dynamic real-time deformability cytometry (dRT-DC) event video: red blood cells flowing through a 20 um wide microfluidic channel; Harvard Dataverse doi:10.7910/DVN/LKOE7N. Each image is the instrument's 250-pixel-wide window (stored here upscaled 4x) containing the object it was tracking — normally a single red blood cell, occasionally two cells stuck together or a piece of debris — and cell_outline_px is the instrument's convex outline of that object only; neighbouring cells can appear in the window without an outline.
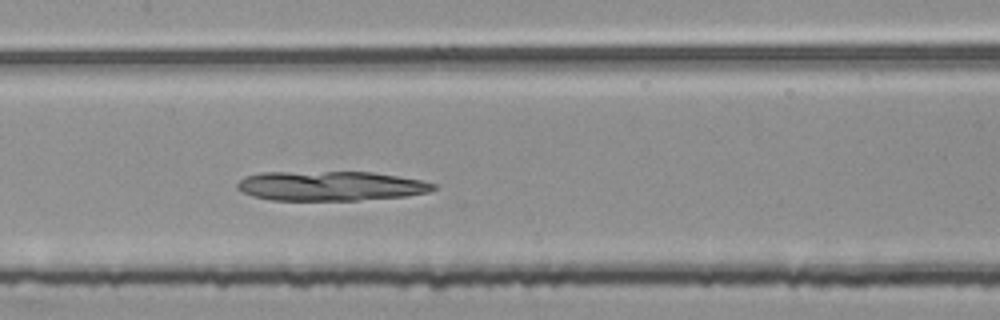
{"species": "common noctule bat (a hibernating species)", "species_latin": "Nyctalus noctula", "temperature_condition": "room temperature", "stored_images_in_passage": 38, "camera_frame_rate_fps": 3000, "um_per_image_px": 0.085, "animal": {"sex": "female", "body_mass_g": 25.1}, "frame": {"image": 1, "passage_image": 14, "time_ms": 4.333, "image_size_px": [1000, 320], "cell_outline_px": [[436, 188], [428, 192], [408, 196], [356, 200], [272, 200], [252, 196], [240, 192], [236, 188], [236, 184], [244, 176], [260, 172], [372, 172], [420, 180], [436, 184]], "centroid_in_image_um": [28.04, 15.8], "position_along_channel_um": 179.4, "area_um2": 33.93}}
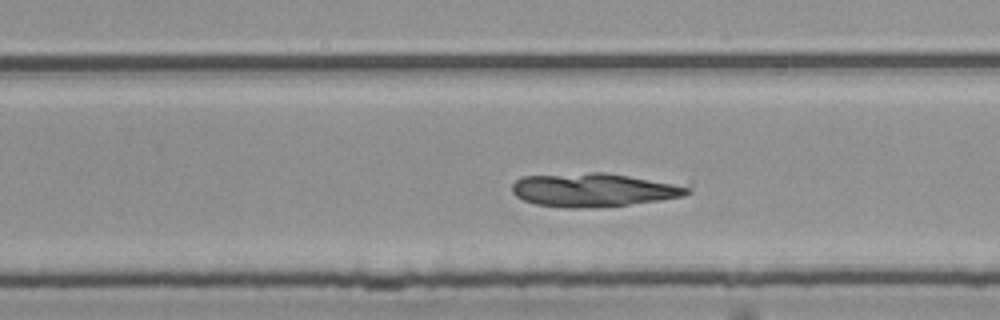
{"frame": {"image": 2, "passage_image": 22, "time_ms": 7.0, "image_size_px": [1000, 320], "cell_outline_px": [[692, 192], [684, 196], [660, 200], [628, 204], [580, 208], [564, 208], [536, 204], [524, 200], [516, 196], [512, 192], [512, 184], [520, 176], [592, 172], [604, 172], [628, 176], [672, 184], [692, 188]], "centroid_in_image_um": [50.38, 16.14], "position_along_channel_um": 279.4, "area_um2": 33.87}}
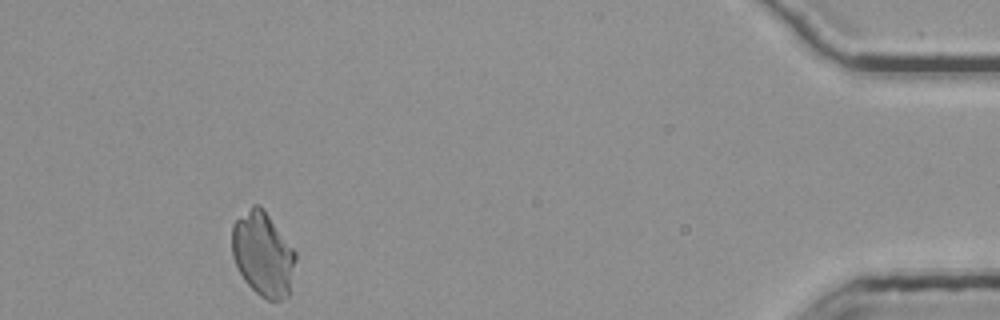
{"frame": {"image": 3, "passage_image": 38, "time_ms": 12.333, "image_size_px": [1000, 320], "cell_outline_px": [[296, 260], [292, 292], [288, 296], [280, 300], [268, 300], [260, 296], [244, 280], [232, 256], [232, 224], [252, 204], [260, 204], [296, 252]], "centroid_in_image_um": [22.38, 21.62], "position_along_channel_um": 412.8, "area_um2": 31.44}}